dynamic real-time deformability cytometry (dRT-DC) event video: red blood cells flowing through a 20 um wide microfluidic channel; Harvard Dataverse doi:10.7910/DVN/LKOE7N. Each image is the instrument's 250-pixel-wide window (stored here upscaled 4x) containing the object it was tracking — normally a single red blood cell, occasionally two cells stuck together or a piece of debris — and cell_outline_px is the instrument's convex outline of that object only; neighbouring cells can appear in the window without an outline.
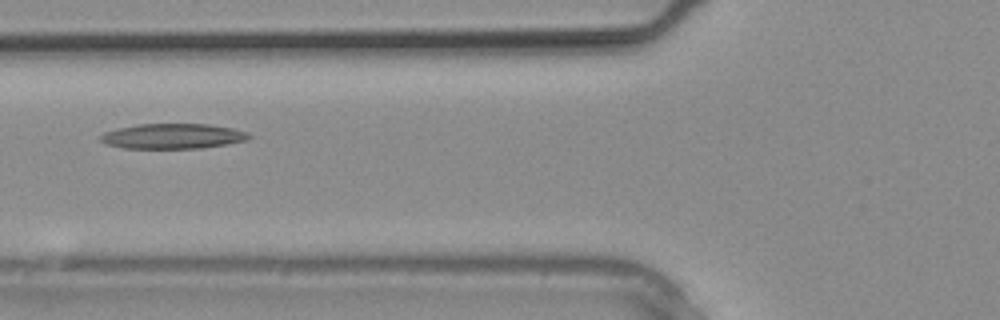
{"species": "common noctule bat (a hibernating species)", "species_latin": "Nyctalus noctula", "temperature_condition": "warm", "stored_images_in_passage": 9, "camera_frame_rate_fps": 3000, "um_per_image_px": 0.085, "animal": {"sex": "male", "body_mass_g": 20.4}, "frame": {"image": 1, "passage_image": 8, "time_ms": 2.333, "image_size_px": [1000, 320], "cell_outline_px": [[252, 136], [248, 140], [228, 144], [200, 148], [124, 148], [104, 144], [96, 136], [104, 132], [136, 124], [208, 124], [232, 128], [248, 132]], "centroid_in_image_um": [14.67, 11.57], "position_along_channel_um": 111.1, "area_um2": 21.91}}